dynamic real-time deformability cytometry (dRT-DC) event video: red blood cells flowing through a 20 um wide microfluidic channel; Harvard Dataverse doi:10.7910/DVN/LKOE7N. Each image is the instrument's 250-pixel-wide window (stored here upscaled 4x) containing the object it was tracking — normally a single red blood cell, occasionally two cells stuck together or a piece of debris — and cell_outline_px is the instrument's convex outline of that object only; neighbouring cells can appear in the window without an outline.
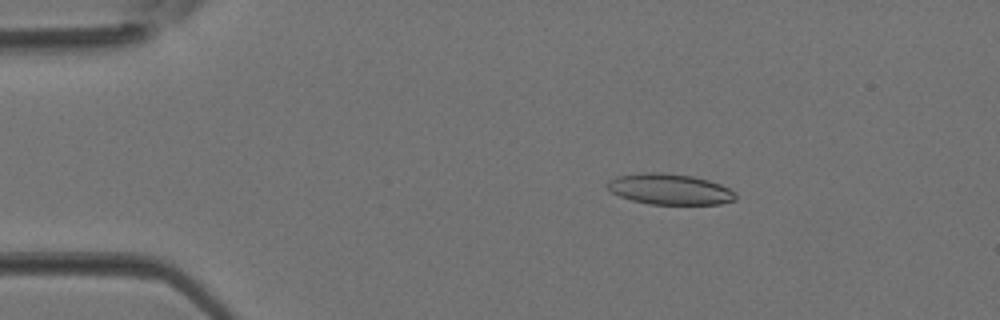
{"species": "Egyptian fruit bat (a non-hibernating species)", "species_latin": "Rousettus aegyptiacus", "temperature_condition": "room temperature", "stored_images_in_passage": 3, "camera_frame_rate_fps": 3000, "um_per_image_px": 0.085, "animal": {"sex": "female"}, "frame": {"image": 1, "passage_image": 2, "time_ms": 0.333, "image_size_px": [1000, 320], "cell_outline_px": [[736, 200], [720, 204], [648, 204], [632, 200], [620, 196], [612, 192], [604, 184], [608, 180], [616, 176], [644, 172], [660, 172], [692, 176], [708, 180], [720, 184], [736, 192]], "centroid_in_image_um": [56.91, 16.08], "position_along_channel_um": 28.1, "area_um2": 23.12}}